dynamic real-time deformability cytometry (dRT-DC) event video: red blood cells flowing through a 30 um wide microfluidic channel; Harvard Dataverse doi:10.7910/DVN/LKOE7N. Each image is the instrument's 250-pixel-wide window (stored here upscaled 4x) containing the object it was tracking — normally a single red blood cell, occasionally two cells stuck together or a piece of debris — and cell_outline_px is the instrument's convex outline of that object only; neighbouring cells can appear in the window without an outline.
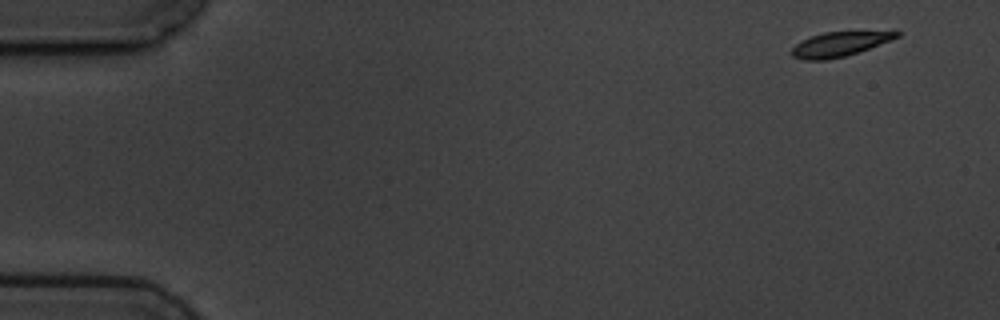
{"species": "common noctule bat (a hibernating species)", "species_latin": "Nyctalus noctula", "temperature_condition": "cold", "stored_images_in_passage": 6, "camera_frame_rate_fps": 3000, "um_per_image_px": 0.085, "animal": {"sex": "male", "body_mass_g": 19.5, "forearm_length_mm": 54.6}, "frame": {"image": 1, "passage_image": 1, "time_ms": 0.0, "image_size_px": [1000, 320], "cell_outline_px": [[900, 36], [892, 40], [844, 56], [828, 60], [804, 60], [792, 56], [792, 48], [796, 44], [812, 36], [824, 32], [900, 32]], "centroid_in_image_um": [71.32, 3.77], "position_along_channel_um": 13.7, "area_um2": 14.51}}
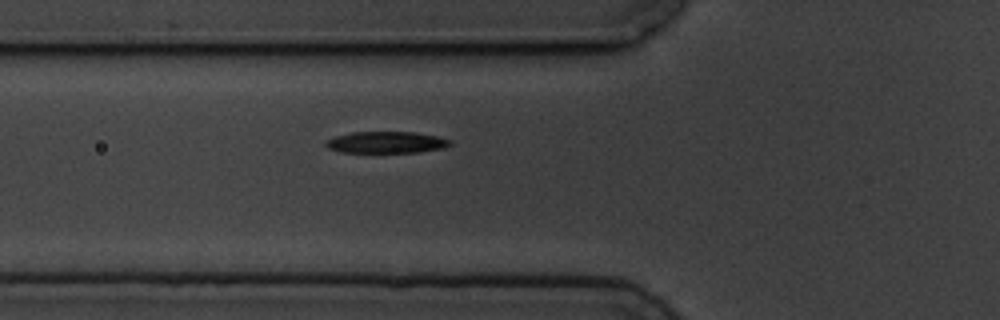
{"frame": {"image": 2, "passage_image": 6, "time_ms": 5.667, "image_size_px": [1000, 320], "cell_outline_px": [[452, 144], [444, 148], [420, 152], [344, 152], [328, 148], [324, 144], [328, 140], [336, 136], [352, 132], [412, 132], [436, 136], [452, 140]], "centroid_in_image_um": [32.87, 12.1], "position_along_channel_um": 92.9, "area_um2": 15.49}}